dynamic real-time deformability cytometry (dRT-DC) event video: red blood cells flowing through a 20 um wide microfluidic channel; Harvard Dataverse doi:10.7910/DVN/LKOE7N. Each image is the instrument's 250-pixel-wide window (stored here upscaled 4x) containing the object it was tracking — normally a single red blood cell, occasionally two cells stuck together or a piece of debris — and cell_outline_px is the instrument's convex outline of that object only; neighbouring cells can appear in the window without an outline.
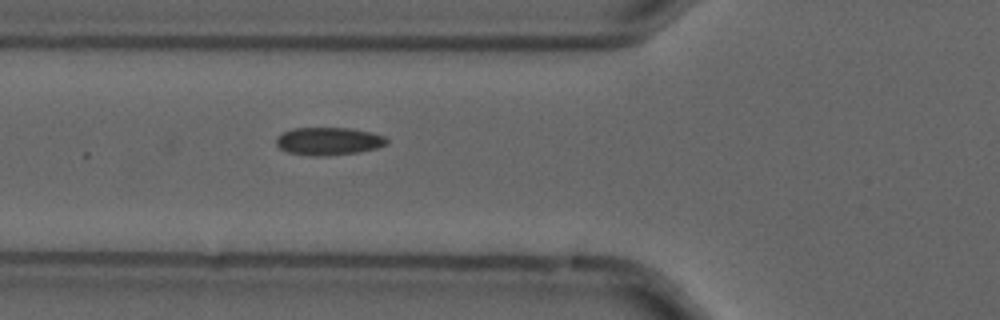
{"species": "common noctule bat (a hibernating species)", "species_latin": "Nyctalus noctula", "temperature_condition": "cold", "stored_images_in_passage": 4, "camera_frame_rate_fps": 3000, "um_per_image_px": 0.085, "animal": {"sex": "male", "forearm_length_mm": 52.5}, "frame": {"image": 1, "passage_image": 4, "time_ms": 1.0, "image_size_px": [1000, 320], "cell_outline_px": [[388, 144], [376, 148], [356, 152], [328, 156], [312, 156], [288, 152], [280, 148], [276, 144], [276, 136], [292, 128], [352, 128], [372, 132], [384, 136], [388, 140]], "centroid_in_image_um": [27.93, 11.99], "position_along_channel_um": 97.9, "area_um2": 17.98}}